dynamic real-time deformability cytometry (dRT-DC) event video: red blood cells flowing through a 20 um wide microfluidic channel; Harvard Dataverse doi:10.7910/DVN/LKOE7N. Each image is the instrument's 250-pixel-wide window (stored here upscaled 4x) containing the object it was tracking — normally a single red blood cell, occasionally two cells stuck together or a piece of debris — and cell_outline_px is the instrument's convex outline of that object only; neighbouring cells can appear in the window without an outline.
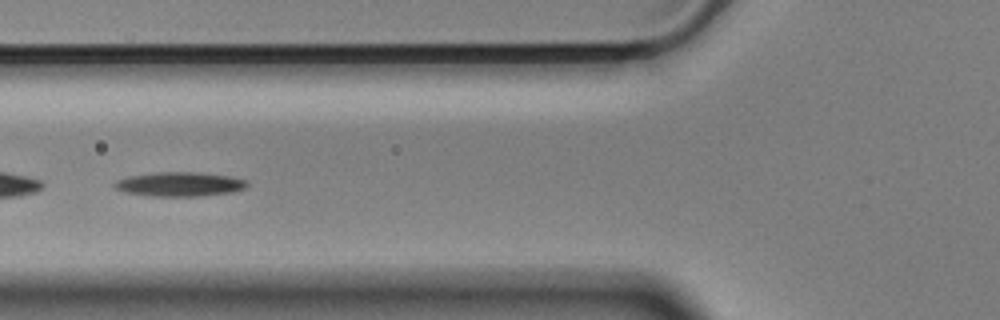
{"species": "Egyptian fruit bat (a non-hibernating species)", "species_latin": "Rousettus aegyptiacus", "temperature_condition": "cold", "stored_images_in_passage": 41, "camera_frame_rate_fps": 3000, "um_per_image_px": 0.085, "animal": {"sex": "male"}, "frame": {"image": 1, "passage_image": 7, "time_ms": 2.0, "image_size_px": [1000, 320], "cell_outline_px": [[248, 184], [244, 188], [232, 192], [200, 196], [152, 196], [128, 192], [116, 188], [112, 184], [116, 180], [128, 176], [156, 172], [192, 172], [232, 176], [248, 180]], "centroid_in_image_um": [15.29, 15.65], "position_along_channel_um": 110.5, "area_um2": 18.67}}
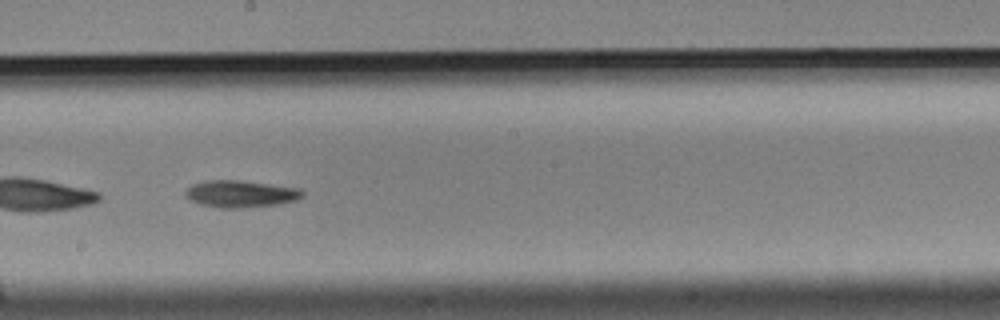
{"frame": {"image": 2, "passage_image": 17, "time_ms": 5.333, "image_size_px": [1000, 320], "cell_outline_px": [[304, 196], [296, 200], [280, 204], [240, 208], [220, 208], [204, 204], [192, 200], [184, 192], [192, 184], [204, 180], [240, 180], [300, 188], [304, 192]], "centroid_in_image_um": [20.51, 16.47], "position_along_channel_um": 227.7, "area_um2": 18.32}}
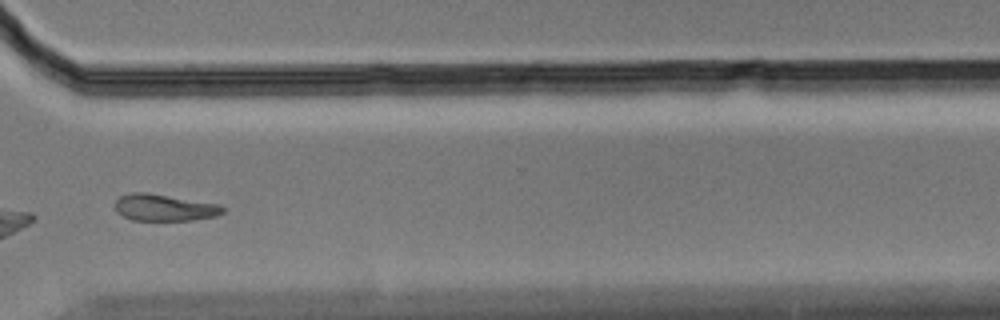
{"frame": {"image": 3, "passage_image": 28, "time_ms": 9.0, "image_size_px": [1000, 320], "cell_outline_px": [[224, 212], [216, 216], [192, 220], [132, 220], [116, 212], [116, 200], [120, 196], [132, 192], [144, 192], [220, 204], [224, 208]], "centroid_in_image_um": [13.97, 17.64], "position_along_channel_um": 356.6, "area_um2": 16.65}, "authors_computed_cell_mechanics": {"area_um2": 18.0336, "velocity_mm_per_s": 3.5201, "shape_relaxation_time_tau1_ms": 3.8984, "shape_relaxation_time_tau2_ms": null, "deformation_change_tau1": 0.1497, "deformation_change_tau2": null}}